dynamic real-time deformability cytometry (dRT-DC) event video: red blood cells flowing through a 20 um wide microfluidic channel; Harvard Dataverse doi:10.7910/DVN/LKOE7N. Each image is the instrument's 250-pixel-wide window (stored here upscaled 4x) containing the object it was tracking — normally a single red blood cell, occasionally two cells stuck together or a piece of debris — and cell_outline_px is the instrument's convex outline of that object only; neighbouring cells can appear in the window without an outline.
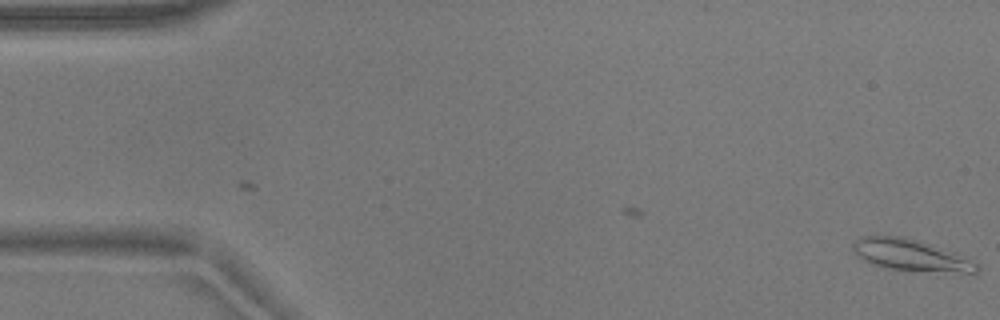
{"species": "common noctule bat (a hibernating species)", "species_latin": "Nyctalus noctula", "temperature_condition": "warm", "stored_images_in_passage": 2, "camera_frame_rate_fps": 3000, "um_per_image_px": 0.085, "animal": {"sex": "male", "body_mass_g": 17.9}, "frame": {"image": 1, "passage_image": 2, "time_ms": 0.333, "image_size_px": [1000, 320], "cell_outline_px": [[980, 268], [976, 276], [892, 268], [876, 264], [864, 260], [852, 248], [852, 244], [856, 240], [864, 236], [904, 236], [956, 252], [980, 264]], "centroid_in_image_um": [77.62, 21.72], "position_along_channel_um": 7.4, "area_um2": 23.06}}